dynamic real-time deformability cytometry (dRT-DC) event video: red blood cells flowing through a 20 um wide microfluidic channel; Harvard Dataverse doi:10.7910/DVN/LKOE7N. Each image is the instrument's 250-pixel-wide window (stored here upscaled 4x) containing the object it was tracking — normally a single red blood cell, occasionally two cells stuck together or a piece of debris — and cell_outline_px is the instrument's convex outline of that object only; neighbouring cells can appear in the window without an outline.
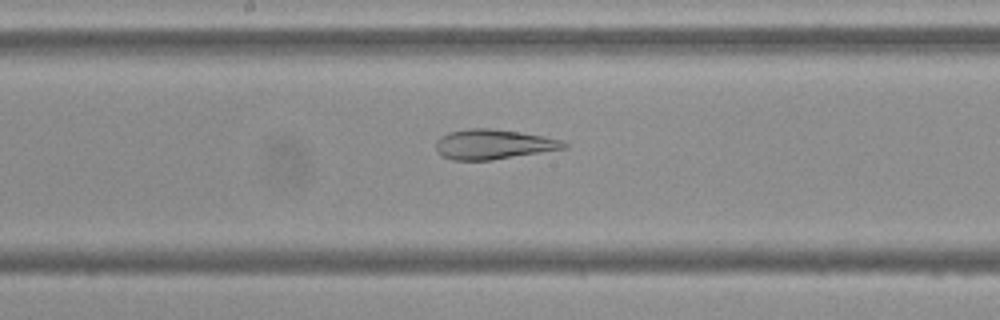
{"species": "Egyptian fruit bat (a non-hibernating species)", "species_latin": "Rousettus aegyptiacus", "temperature_condition": "cold", "stored_images_in_passage": 45, "camera_frame_rate_fps": 3000, "um_per_image_px": 0.085, "frame": {"image": 1, "passage_image": 21, "time_ms": 6.667, "image_size_px": [1000, 320], "cell_outline_px": [[568, 148], [492, 160], [452, 160], [440, 156], [436, 152], [436, 140], [440, 136], [448, 132], [468, 128], [492, 128], [520, 132], [544, 136], [564, 140], [568, 144]], "centroid_in_image_um": [41.93, 12.26], "position_along_channel_um": 206.3, "area_um2": 22.66}}
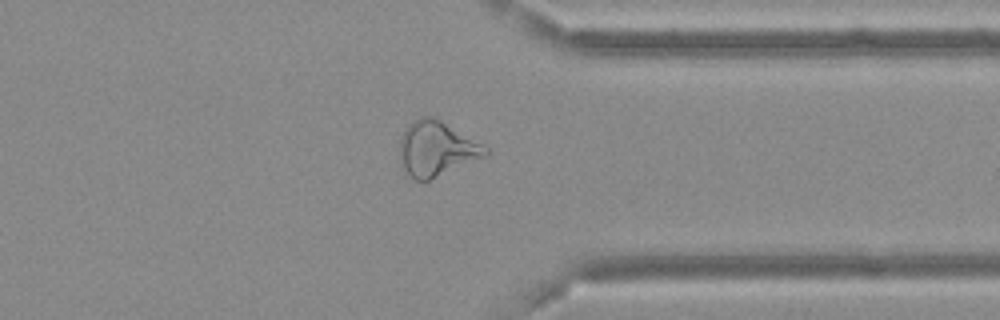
{"frame": {"image": 2, "passage_image": 35, "time_ms": 11.333, "image_size_px": [1000, 320], "cell_outline_px": [[488, 156], [428, 180], [412, 180], [400, 168], [400, 140], [404, 128], [412, 120], [420, 116], [432, 116], [440, 120], [488, 148]], "centroid_in_image_um": [37.05, 12.66], "position_along_channel_um": 374.4, "area_um2": 27.51}}
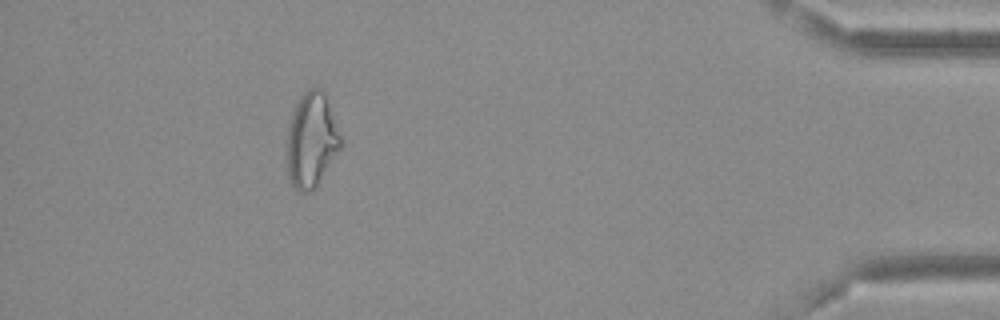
{"frame": {"image": 3, "passage_image": 42, "time_ms": 13.667, "image_size_px": [1000, 320], "cell_outline_px": [[340, 148], [316, 188], [308, 192], [296, 192], [288, 176], [288, 128], [292, 112], [300, 96], [308, 88], [316, 84], [324, 92], [340, 136]], "centroid_in_image_um": [26.46, 11.91], "position_along_channel_um": 408.7, "area_um2": 29.36}, "authors_computed_cell_mechanics": {"area_um2": 25.7788, "velocity_mm_per_s": 3.6797, "shape_relaxation_time_tau1_ms": null, "shape_relaxation_time_tau2_ms": 2.9499, "deformation_change_tau1": null, "deformation_change_tau2": 0.1061}}